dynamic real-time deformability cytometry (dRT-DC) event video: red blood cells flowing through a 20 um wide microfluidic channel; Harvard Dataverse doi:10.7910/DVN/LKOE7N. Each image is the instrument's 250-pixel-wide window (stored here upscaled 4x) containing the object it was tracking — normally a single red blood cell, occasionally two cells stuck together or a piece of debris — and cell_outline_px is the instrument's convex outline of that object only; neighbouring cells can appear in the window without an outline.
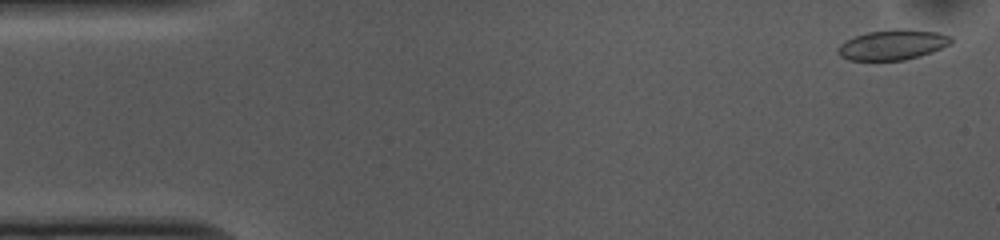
{"species": "common noctule bat (a hibernating species)", "species_latin": "Nyctalus noctula", "temperature_condition": "cold", "stored_images_in_passage": 53, "camera_frame_rate_fps": 3000, "um_per_image_px": 0.085, "animal": {"sex": "female", "body_mass_g": 10.0, "forearm_length_mm": 53.1}, "frame": {"image": 1, "passage_image": 2, "time_ms": 0.333, "image_size_px": [1000, 240], "cell_outline_px": [[952, 44], [932, 52], [920, 56], [904, 60], [848, 60], [840, 56], [840, 44], [856, 36], [868, 32], [896, 28], [900, 28], [936, 32], [952, 36]], "centroid_in_image_um": [75.94, 3.8], "position_along_channel_um": 9.1, "area_um2": 19.77}}
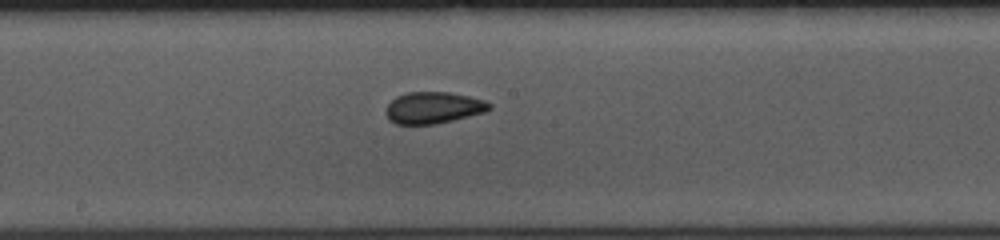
{"frame": {"image": 2, "passage_image": 27, "time_ms": 8.667, "image_size_px": [1000, 240], "cell_outline_px": [[492, 108], [484, 112], [436, 124], [396, 124], [388, 120], [384, 112], [384, 108], [396, 96], [408, 92], [448, 92], [468, 96], [484, 100], [492, 104]], "centroid_in_image_um": [36.79, 9.16], "position_along_channel_um": 211.4, "area_um2": 19.13}}
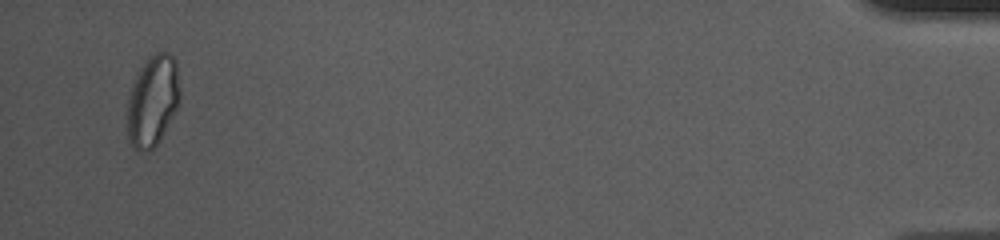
{"frame": {"image": 3, "passage_image": 51, "time_ms": 16.667, "image_size_px": [1000, 240], "cell_outline_px": [[180, 104], [160, 140], [148, 152], [140, 152], [128, 140], [128, 100], [132, 84], [140, 68], [148, 56], [156, 52], [168, 52], [176, 60], [180, 88]], "centroid_in_image_um": [13.01, 8.55], "position_along_channel_um": 422.2, "area_um2": 28.09}, "authors_computed_cell_mechanics": {"area_um2": 19.9988, "velocity_mm_per_s": 3.715, "shape_relaxation_time_tau1_ms": 5.8684, "shape_relaxation_time_tau2_ms": 1.8837, "deformation_change_tau1": 0.1141, "deformation_change_tau2": 0.0612}}